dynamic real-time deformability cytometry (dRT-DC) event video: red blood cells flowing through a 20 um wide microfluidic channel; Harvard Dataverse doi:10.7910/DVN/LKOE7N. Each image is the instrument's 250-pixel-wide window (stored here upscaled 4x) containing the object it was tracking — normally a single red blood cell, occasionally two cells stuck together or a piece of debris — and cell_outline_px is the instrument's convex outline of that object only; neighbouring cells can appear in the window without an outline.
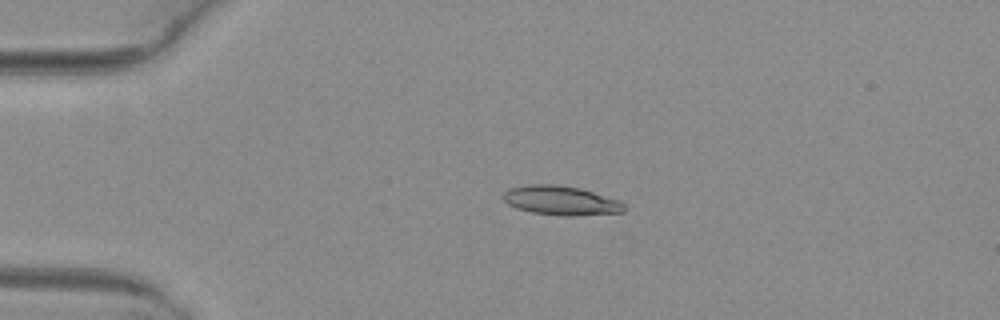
{"species": "common noctule bat (a hibernating species)", "species_latin": "Nyctalus noctula", "temperature_condition": "warm", "stored_images_in_passage": 32, "camera_frame_rate_fps": 3000, "um_per_image_px": 0.085, "animal": {"sex": "female", "body_mass_g": 29.2, "forearm_length_mm": 56.3}, "frame": {"image": 1, "passage_image": 13, "time_ms": 4.0, "image_size_px": [1000, 320], "cell_outline_px": [[624, 212], [572, 216], [560, 216], [532, 212], [516, 208], [508, 204], [504, 200], [504, 192], [512, 188], [528, 184], [552, 184], [580, 188], [616, 200], [624, 204]], "centroid_in_image_um": [47.65, 17.05], "position_along_channel_um": 37.4, "area_um2": 20.29}}
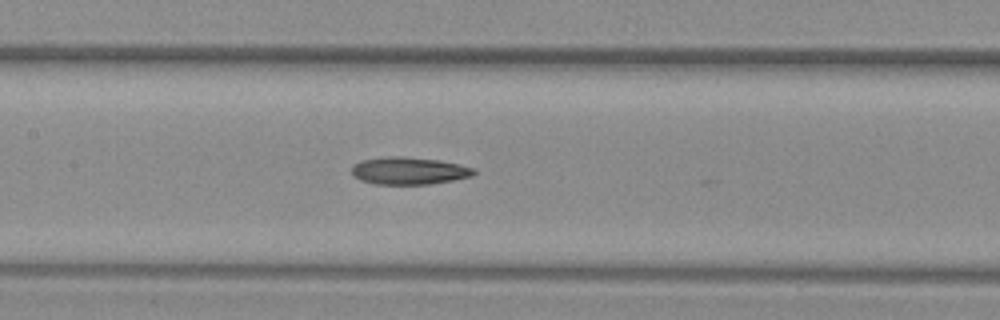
{"frame": {"image": 2, "passage_image": 26, "time_ms": 8.333, "image_size_px": [1000, 320], "cell_outline_px": [[476, 172], [472, 176], [432, 184], [376, 184], [360, 180], [352, 176], [352, 164], [360, 160], [388, 156], [400, 156], [440, 160], [460, 164], [472, 168]], "centroid_in_image_um": [34.72, 14.51], "position_along_channel_um": 172.7, "area_um2": 19.59}}
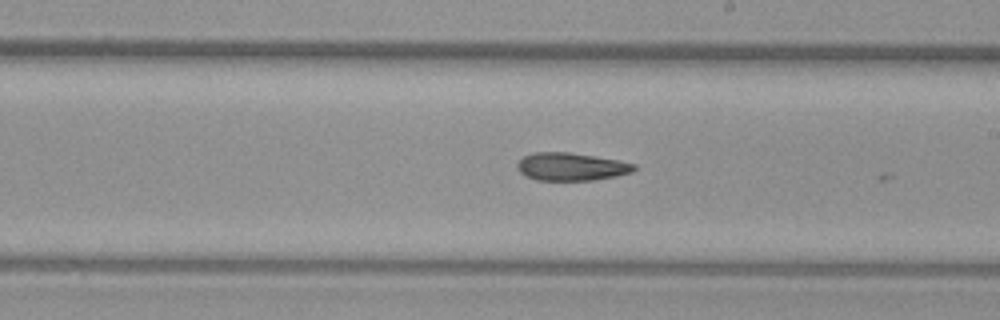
{"frame": {"image": 3, "passage_image": 31, "time_ms": 10.0, "image_size_px": [1000, 320], "cell_outline_px": [[636, 168], [632, 172], [616, 176], [592, 180], [536, 180], [524, 176], [516, 168], [516, 164], [524, 156], [532, 152], [568, 152], [620, 160], [636, 164]], "centroid_in_image_um": [48.53, 14.16], "position_along_channel_um": 240.5, "area_um2": 19.07}}